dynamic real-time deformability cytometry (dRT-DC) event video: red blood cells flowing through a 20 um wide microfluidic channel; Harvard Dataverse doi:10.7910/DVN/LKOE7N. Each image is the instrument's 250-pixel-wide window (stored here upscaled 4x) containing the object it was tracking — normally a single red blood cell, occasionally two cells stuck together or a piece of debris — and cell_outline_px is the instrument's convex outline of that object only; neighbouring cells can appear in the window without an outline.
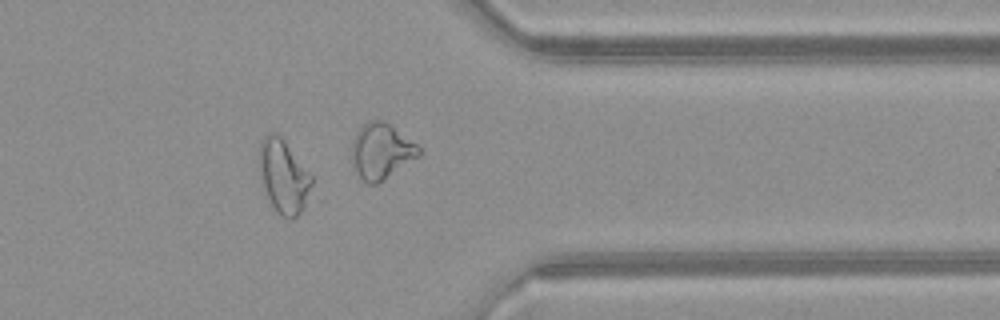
{"species": "common noctule bat (a hibernating species)", "species_latin": "Nyctalus noctula", "temperature_condition": "warm", "stored_images_in_passage": 33, "camera_frame_rate_fps": 3000, "um_per_image_px": 0.085, "animal": {"sex": "female", "body_mass_g": 21.9}, "frame": {"image": 1, "passage_image": 24, "time_ms": 7.667, "image_size_px": [1000, 320], "cell_outline_px": [[312, 184], [304, 208], [292, 220], [288, 220], [280, 216], [276, 212], [268, 200], [260, 184], [260, 144], [264, 136], [268, 132], [276, 132], [284, 140], [312, 176]], "centroid_in_image_um": [24.08, 15.03], "position_along_channel_um": 387.3, "area_um2": 22.66}, "authors_computed_cell_mechanics": {"area_um2": 20.0566, "velocity_mm_per_s": 4.1275, "shape_relaxation_time_tau1_ms": null, "shape_relaxation_time_tau2_ms": 1.6206, "deformation_change_tau1": null, "deformation_change_tau2": 0.0707}}